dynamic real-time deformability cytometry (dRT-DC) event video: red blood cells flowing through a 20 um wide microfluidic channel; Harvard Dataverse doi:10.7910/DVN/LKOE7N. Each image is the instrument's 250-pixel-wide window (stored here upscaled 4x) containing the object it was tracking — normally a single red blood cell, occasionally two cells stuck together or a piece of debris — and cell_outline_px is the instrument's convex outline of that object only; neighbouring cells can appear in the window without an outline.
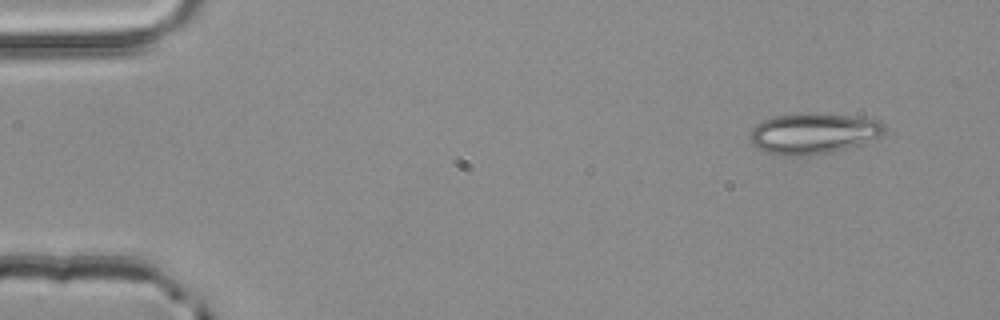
{"species": "common noctule bat (a hibernating species)", "species_latin": "Nyctalus noctula", "temperature_condition": "room temperature", "stored_images_in_passage": 3, "camera_frame_rate_fps": 3000, "um_per_image_px": 0.085, "animal": {"sex": "male", "body_mass_g": 20.4}, "frame": {"image": 1, "passage_image": 1, "time_ms": 0.0, "image_size_px": [1000, 320], "cell_outline_px": [[888, 128], [880, 136], [860, 144], [832, 152], [800, 156], [788, 156], [768, 152], [752, 144], [748, 136], [752, 128], [756, 124], [772, 116], [796, 112], [816, 112], [880, 120]], "centroid_in_image_um": [69.12, 11.31], "position_along_channel_um": 15.9, "area_um2": 32.25}}